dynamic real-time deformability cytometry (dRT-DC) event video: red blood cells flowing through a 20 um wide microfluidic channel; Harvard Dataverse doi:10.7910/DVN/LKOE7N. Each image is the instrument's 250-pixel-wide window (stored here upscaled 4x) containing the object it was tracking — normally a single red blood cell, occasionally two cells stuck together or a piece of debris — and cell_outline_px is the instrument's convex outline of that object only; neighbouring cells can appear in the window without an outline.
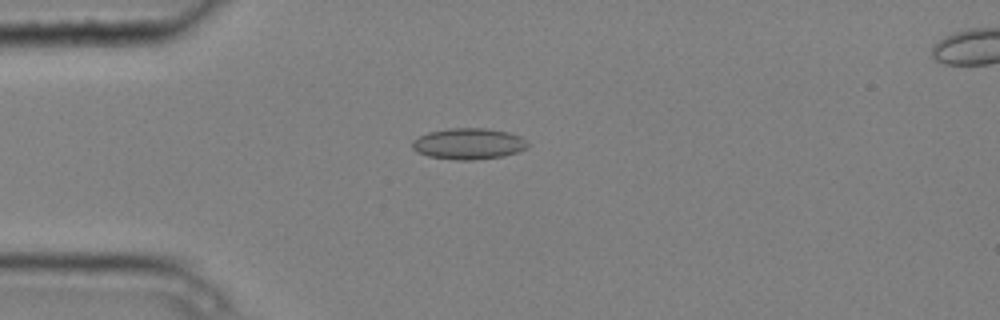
{"species": "common noctule bat (a hibernating species)", "species_latin": "Nyctalus noctula", "temperature_condition": "cold", "stored_images_in_passage": 8, "camera_frame_rate_fps": 3000, "um_per_image_px": 0.085, "animal": {"sex": "male", "body_mass_g": 20.4}, "frame": {"image": 1, "passage_image": 6, "time_ms": 1.667, "image_size_px": [1000, 320], "cell_outline_px": [[528, 148], [504, 156], [472, 160], [456, 160], [428, 156], [416, 152], [412, 148], [412, 140], [428, 132], [448, 128], [488, 128], [508, 132], [520, 136], [528, 144]], "centroid_in_image_um": [39.81, 12.22], "position_along_channel_um": 45.2, "area_um2": 21.04}}
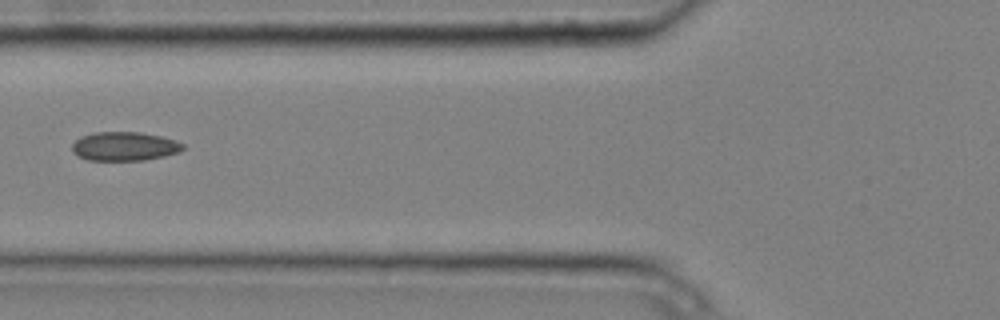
{"frame": {"image": 2, "passage_image": 8, "time_ms": 2.333, "image_size_px": [1000, 320], "cell_outline_px": [[184, 148], [180, 152], [164, 156], [144, 160], [88, 160], [76, 156], [72, 152], [72, 144], [80, 136], [92, 132], [140, 132], [160, 136], [176, 140], [184, 144]], "centroid_in_image_um": [10.56, 12.43], "position_along_channel_um": 115.2, "area_um2": 18.84}}